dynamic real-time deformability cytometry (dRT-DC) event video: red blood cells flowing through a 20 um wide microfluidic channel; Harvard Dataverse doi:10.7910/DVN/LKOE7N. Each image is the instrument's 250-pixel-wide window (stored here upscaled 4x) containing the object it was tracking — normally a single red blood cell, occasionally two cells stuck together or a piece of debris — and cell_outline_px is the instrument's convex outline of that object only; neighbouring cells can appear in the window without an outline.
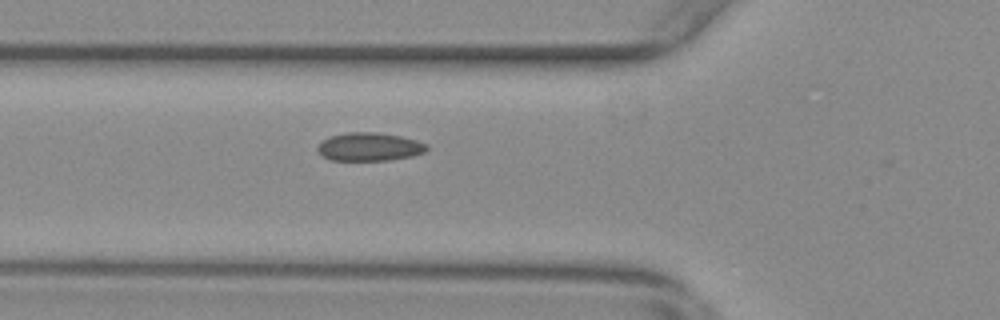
{"species": "common noctule bat (a hibernating species)", "species_latin": "Nyctalus noctula", "temperature_condition": "warm", "stored_images_in_passage": 39, "camera_frame_rate_fps": 3000, "um_per_image_px": 0.085, "animal": {"sex": "female", "body_mass_g": 29.2, "forearm_length_mm": 56.3}, "frame": {"image": 1, "passage_image": 3, "time_ms": 0.667, "image_size_px": [1000, 320], "cell_outline_px": [[428, 148], [424, 152], [412, 156], [388, 160], [332, 160], [324, 156], [316, 148], [324, 140], [332, 136], [348, 132], [376, 132], [400, 136], [416, 140], [428, 144]], "centroid_in_image_um": [31.44, 12.47], "position_along_channel_um": 94.4, "area_um2": 17.74}}
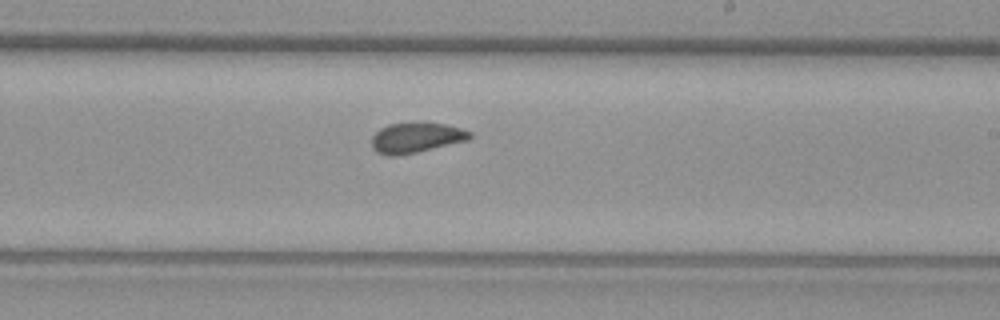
{"frame": {"image": 2, "passage_image": 16, "time_ms": 5.0, "image_size_px": [1000, 320], "cell_outline_px": [[472, 136], [468, 140], [416, 152], [396, 156], [388, 156], [376, 152], [372, 148], [372, 136], [380, 128], [388, 124], [420, 120], [424, 120], [444, 124], [460, 128], [472, 132]], "centroid_in_image_um": [35.35, 11.66], "position_along_channel_um": 253.6, "area_um2": 17.74}}
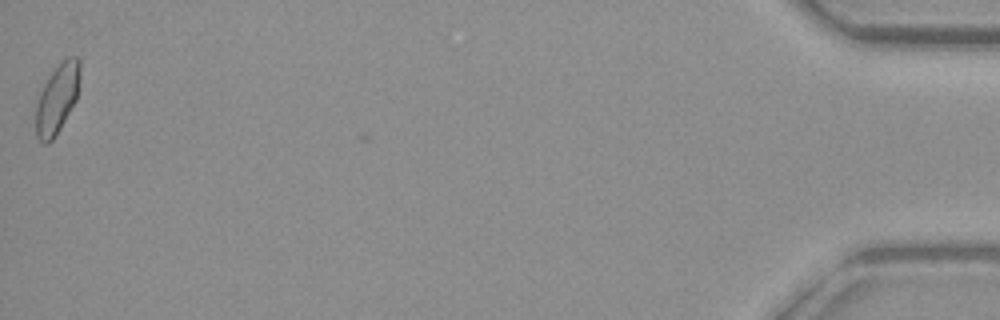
{"frame": {"image": 3, "passage_image": 39, "time_ms": 12.667, "image_size_px": [1000, 320], "cell_outline_px": [[80, 72], [76, 100], [56, 136], [48, 144], [44, 144], [36, 136], [36, 104], [40, 92], [48, 76], [68, 56], [76, 56], [80, 60]], "centroid_in_image_um": [4.85, 8.4], "position_along_channel_um": 430.3, "area_um2": 17.74}, "authors_computed_cell_mechanics": {"area_um2": 17.34, "velocity_mm_per_s": 3.669, "shape_relaxation_time_tau1_ms": 4.3966, "shape_relaxation_time_tau2_ms": 0.8111, "deformation_change_tau1": 0.1091, "deformation_change_tau2": 0.0605}}